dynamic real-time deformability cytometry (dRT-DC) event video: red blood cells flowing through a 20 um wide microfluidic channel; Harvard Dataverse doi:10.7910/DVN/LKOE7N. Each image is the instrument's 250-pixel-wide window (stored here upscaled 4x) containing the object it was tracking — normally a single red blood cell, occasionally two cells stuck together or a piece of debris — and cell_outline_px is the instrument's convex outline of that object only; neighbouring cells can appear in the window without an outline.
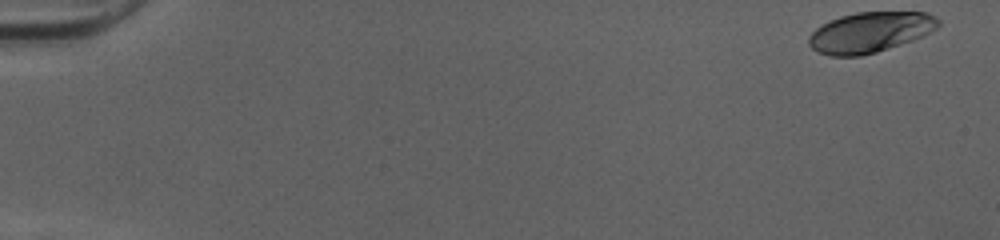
{"species": "human", "species_latin": "Homo sapiens", "temperature_condition": "cold", "stored_images_in_passage": 51, "camera_frame_rate_fps": 3000, "um_per_image_px": 0.085, "donor": {"sex": "female"}, "frame": {"image": 1, "passage_image": 1, "time_ms": 0.0, "image_size_px": [1000, 240], "cell_outline_px": [[940, 24], [936, 28], [924, 36], [876, 52], [860, 56], [832, 56], [820, 52], [812, 48], [808, 44], [808, 36], [816, 28], [840, 16], [856, 12], [928, 12], [936, 16], [940, 20]], "centroid_in_image_um": [73.98, 2.73], "position_along_channel_um": 11.0, "area_um2": 30.4}}
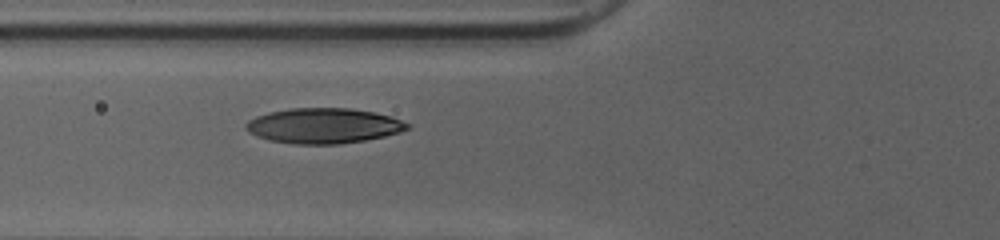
{"frame": {"image": 2, "passage_image": 20, "time_ms": 6.333, "image_size_px": [1000, 240], "cell_outline_px": [[408, 128], [400, 132], [384, 136], [364, 140], [340, 144], [296, 144], [272, 140], [256, 136], [248, 132], [244, 128], [244, 124], [248, 120], [256, 116], [268, 112], [292, 108], [352, 108], [376, 112], [392, 116], [408, 124]], "centroid_in_image_um": [27.48, 10.68], "position_along_channel_um": 98.3, "area_um2": 33.18}}
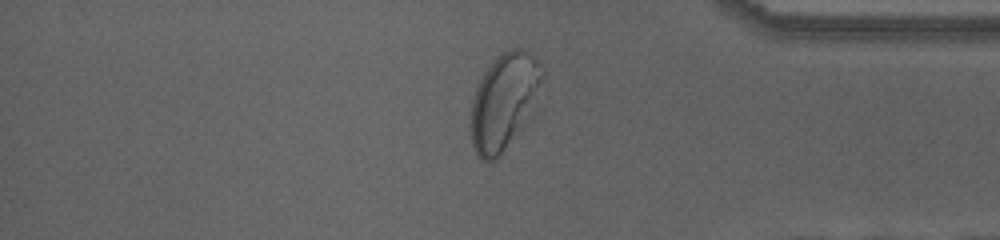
{"frame": {"image": 3, "passage_image": 43, "time_ms": 14.0, "image_size_px": [1000, 240], "cell_outline_px": [[544, 76], [508, 140], [496, 160], [480, 160], [476, 156], [472, 144], [468, 124], [472, 100], [476, 88], [484, 72], [492, 60], [496, 56], [508, 48], [520, 48], [528, 52], [536, 60], [544, 72]], "centroid_in_image_um": [42.68, 8.54], "position_along_channel_um": 392.5, "area_um2": 37.69}, "authors_computed_cell_mechanics": {"area_um2": 32.368, "velocity_mm_per_s": 4.0323, "shape_relaxation_time_tau1_ms": 4.9172, "shape_relaxation_time_tau2_ms": null, "deformation_change_tau1": 0.2016, "deformation_change_tau2": null}}